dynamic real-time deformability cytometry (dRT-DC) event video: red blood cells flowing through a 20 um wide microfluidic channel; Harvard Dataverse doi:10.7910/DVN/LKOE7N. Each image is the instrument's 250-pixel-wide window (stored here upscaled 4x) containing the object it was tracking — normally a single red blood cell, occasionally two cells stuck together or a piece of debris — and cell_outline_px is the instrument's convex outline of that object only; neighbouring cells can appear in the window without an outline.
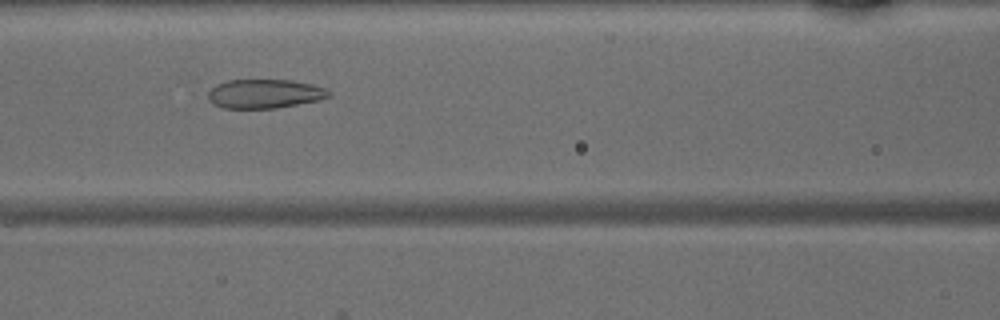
{"species": "common noctule bat (a hibernating species)", "species_latin": "Nyctalus noctula", "temperature_condition": "warm", "stored_images_in_passage": 28, "camera_frame_rate_fps": 3000, "um_per_image_px": 0.085, "animal": {"sex": "male", "body_mass_g": 15.6}, "frame": {"image": 1, "passage_image": 6, "time_ms": 1.667, "image_size_px": [1000, 320], "cell_outline_px": [[328, 96], [320, 100], [276, 108], [224, 108], [208, 100], [208, 92], [216, 84], [228, 80], [292, 80], [312, 84], [324, 88], [328, 92]], "centroid_in_image_um": [22.47, 7.96], "position_along_channel_um": 144.1, "area_um2": 20.23}}
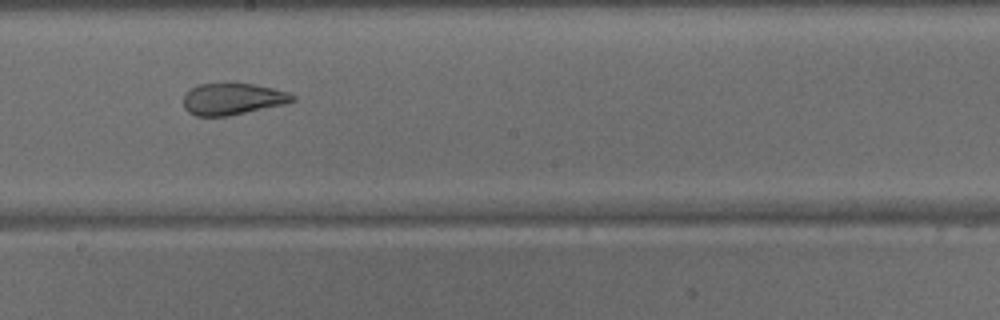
{"frame": {"image": 2, "passage_image": 12, "time_ms": 3.667, "image_size_px": [1000, 320], "cell_outline_px": [[296, 100], [284, 104], [228, 116], [196, 116], [188, 112], [184, 108], [184, 96], [192, 88], [200, 84], [252, 84], [272, 88], [288, 92], [296, 96]], "centroid_in_image_um": [19.78, 8.43], "position_along_channel_um": 228.4, "area_um2": 19.83}}
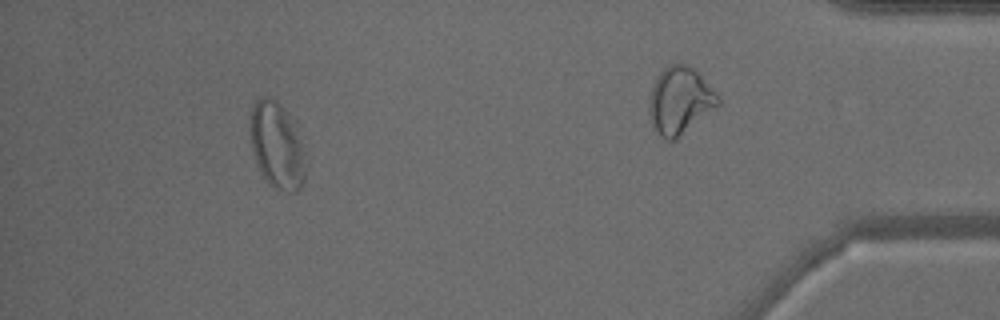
{"frame": {"image": 3, "passage_image": 23, "time_ms": 7.333, "image_size_px": [1000, 320], "cell_outline_px": [[308, 164], [304, 180], [300, 188], [296, 192], [288, 192], [276, 188], [268, 184], [260, 172], [252, 152], [252, 108], [256, 100], [264, 96], [268, 96], [276, 100], [296, 120]], "centroid_in_image_um": [23.62, 12.38], "position_along_channel_um": 411.6, "area_um2": 28.44}}